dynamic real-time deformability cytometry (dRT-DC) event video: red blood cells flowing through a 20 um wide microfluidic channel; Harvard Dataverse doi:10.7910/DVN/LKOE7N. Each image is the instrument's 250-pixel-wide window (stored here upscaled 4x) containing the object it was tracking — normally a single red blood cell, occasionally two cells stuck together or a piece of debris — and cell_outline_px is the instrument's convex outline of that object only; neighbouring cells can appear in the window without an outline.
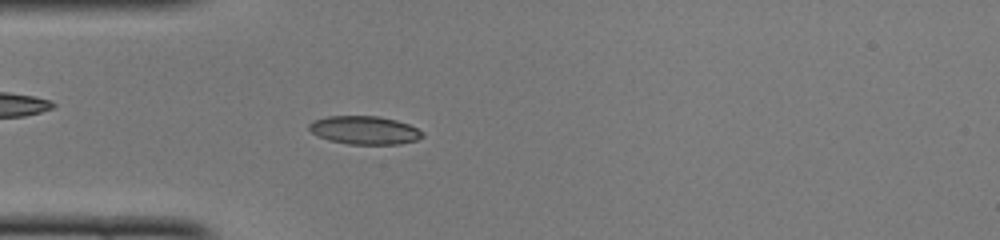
{"species": "common noctule bat (a hibernating species)", "species_latin": "Nyctalus noctula", "temperature_condition": "cold", "stored_images_in_passage": 48, "camera_frame_rate_fps": 3000, "um_per_image_px": 0.085, "animal": {"sex": "female", "body_mass_g": 22.0, "forearm_length_mm": 56.7}, "frame": {"image": 1, "passage_image": 13, "time_ms": 4.0, "image_size_px": [1000, 240], "cell_outline_px": [[424, 136], [416, 140], [400, 144], [348, 144], [328, 140], [312, 132], [308, 128], [308, 124], [312, 120], [328, 116], [380, 116], [396, 120], [408, 124], [424, 132]], "centroid_in_image_um": [30.98, 11.06], "position_along_channel_um": 54.0, "area_um2": 18.73}}
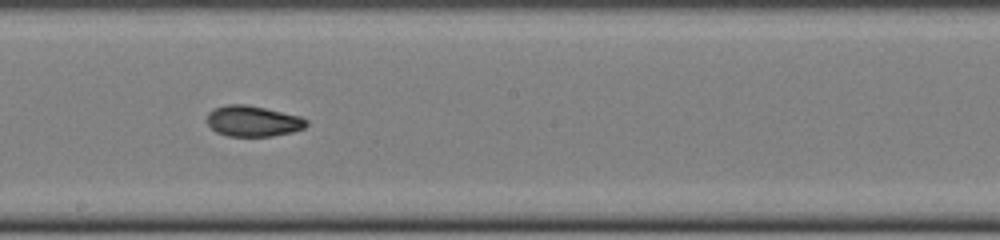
{"frame": {"image": 2, "passage_image": 26, "time_ms": 8.333, "image_size_px": [1000, 240], "cell_outline_px": [[308, 124], [304, 128], [292, 132], [272, 136], [228, 136], [216, 132], [208, 124], [208, 112], [212, 108], [228, 104], [244, 104], [264, 108], [300, 116], [308, 120]], "centroid_in_image_um": [21.5, 10.29], "position_along_channel_um": 226.7, "area_um2": 17.8}}
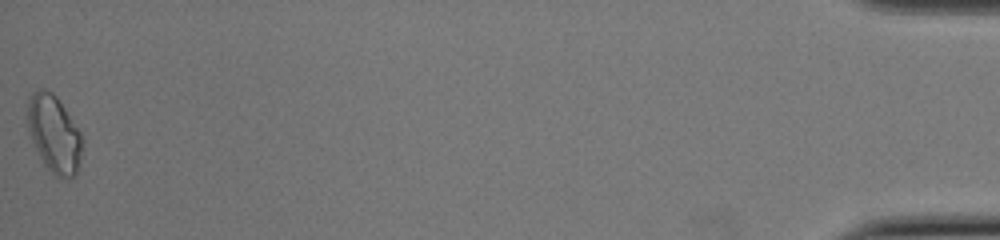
{"frame": {"image": 3, "passage_image": 48, "time_ms": 15.667, "image_size_px": [1000, 240], "cell_outline_px": [[84, 140], [76, 176], [60, 180], [44, 164], [28, 132], [24, 120], [28, 96], [36, 88], [44, 88], [52, 92], [56, 96], [80, 132]], "centroid_in_image_um": [4.55, 11.35], "position_along_channel_um": 430.6, "area_um2": 25.2}, "authors_computed_cell_mechanics": {"area_um2": 17.8313, "velocity_mm_per_s": 4.1048, "shape_relaxation_time_tau1_ms": null, "shape_relaxation_time_tau2_ms": 4.4464, "deformation_change_tau1": null, "deformation_change_tau2": 0.0852}}